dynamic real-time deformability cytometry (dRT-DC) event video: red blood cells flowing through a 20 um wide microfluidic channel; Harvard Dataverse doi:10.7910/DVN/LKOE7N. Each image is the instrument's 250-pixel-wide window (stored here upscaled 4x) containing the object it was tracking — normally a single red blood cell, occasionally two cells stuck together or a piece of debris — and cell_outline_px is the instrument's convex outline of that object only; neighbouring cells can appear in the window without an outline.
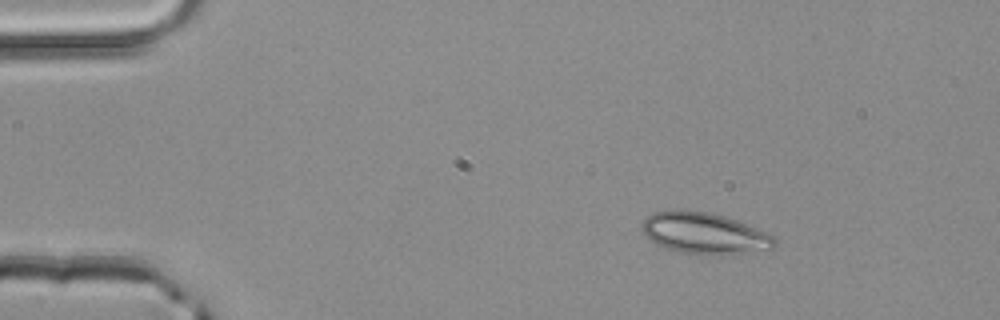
{"species": "common noctule bat (a hibernating species)", "species_latin": "Nyctalus noctula", "temperature_condition": "room temperature", "stored_images_in_passage": 2, "camera_frame_rate_fps": 3000, "um_per_image_px": 0.085, "animal": {"sex": "male", "body_mass_g": 20.4}, "frame": {"image": 1, "passage_image": 1, "time_ms": 0.0, "image_size_px": [1000, 320], "cell_outline_px": [[776, 244], [772, 248], [744, 252], [680, 252], [656, 244], [644, 236], [640, 228], [640, 224], [652, 212], [672, 208], [676, 208], [712, 212], [736, 220], [756, 228], [772, 236], [776, 240]], "centroid_in_image_um": [59.75, 19.75], "position_along_channel_um": 25.3, "area_um2": 31.33}}